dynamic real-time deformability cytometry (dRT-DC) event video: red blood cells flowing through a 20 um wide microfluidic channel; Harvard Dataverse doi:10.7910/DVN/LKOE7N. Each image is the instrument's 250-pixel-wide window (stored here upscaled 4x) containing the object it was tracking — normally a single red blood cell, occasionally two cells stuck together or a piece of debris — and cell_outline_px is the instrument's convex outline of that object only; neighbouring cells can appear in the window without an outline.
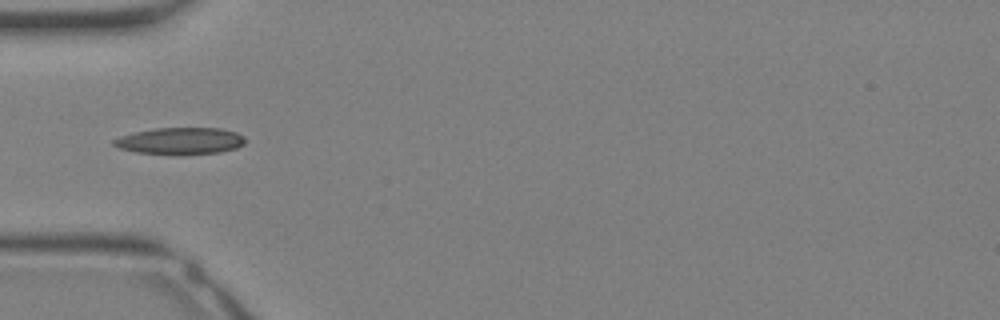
{"species": "Egyptian fruit bat (a non-hibernating species)", "species_latin": "Rousettus aegyptiacus", "temperature_condition": "warm", "stored_images_in_passage": 24, "camera_frame_rate_fps": 3000, "um_per_image_px": 0.085, "animal": {"sex": "female"}, "frame": {"image": 1, "passage_image": 2, "time_ms": 0.333, "image_size_px": [1000, 320], "cell_outline_px": [[244, 144], [236, 148], [220, 152], [180, 156], [136, 152], [120, 148], [112, 144], [112, 140], [120, 136], [152, 128], [220, 128], [236, 132], [244, 136]], "centroid_in_image_um": [15.32, 11.99], "position_along_channel_um": 69.7, "area_um2": 20.87}}
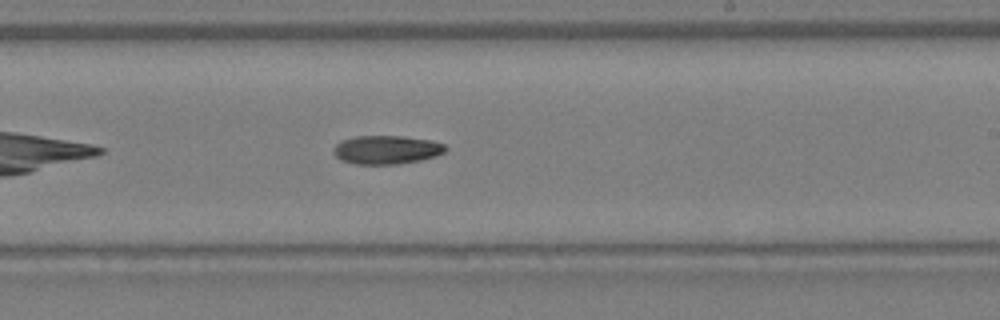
{"frame": {"image": 2, "passage_image": 11, "time_ms": 3.333, "image_size_px": [1000, 320], "cell_outline_px": [[448, 148], [444, 152], [436, 156], [420, 160], [396, 164], [356, 164], [340, 160], [332, 152], [332, 148], [340, 140], [356, 136], [404, 136], [432, 140], [444, 144]], "centroid_in_image_um": [32.83, 12.72], "position_along_channel_um": 256.2, "area_um2": 18.84}}
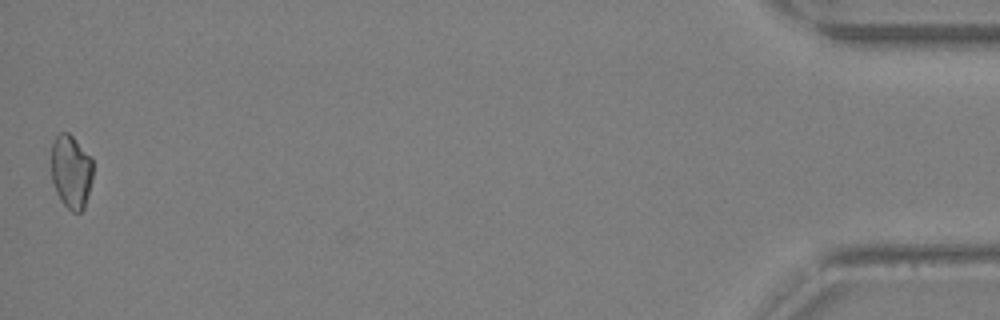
{"frame": {"image": 3, "passage_image": 24, "time_ms": 7.667, "image_size_px": [1000, 320], "cell_outline_px": [[92, 176], [84, 208], [80, 212], [72, 212], [60, 200], [56, 192], [52, 180], [52, 144], [56, 136], [60, 132], [68, 132], [92, 156]], "centroid_in_image_um": [6.04, 14.57], "position_along_channel_um": 429.2, "area_um2": 17.8}}